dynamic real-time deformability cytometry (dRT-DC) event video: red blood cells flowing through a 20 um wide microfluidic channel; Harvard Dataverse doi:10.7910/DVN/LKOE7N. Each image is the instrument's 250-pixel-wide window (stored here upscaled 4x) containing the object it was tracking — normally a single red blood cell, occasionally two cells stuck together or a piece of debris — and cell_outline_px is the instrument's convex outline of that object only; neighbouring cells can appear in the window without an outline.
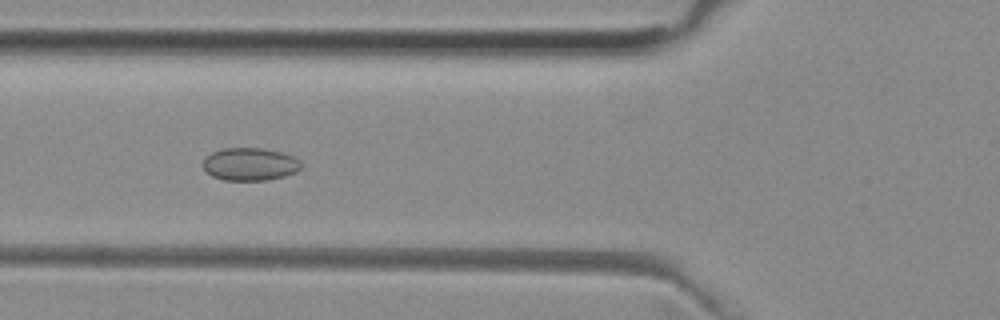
{"species": "common noctule bat (a hibernating species)", "species_latin": "Nyctalus noctula", "temperature_condition": "room temperature", "stored_images_in_passage": 51, "camera_frame_rate_fps": 3000, "um_per_image_px": 0.085, "animal": {"sex": "female", "body_mass_g": 29.2, "forearm_length_mm": 56.3}, "frame": {"image": 1, "passage_image": 18, "time_ms": 5.667, "image_size_px": [1000, 320], "cell_outline_px": [[300, 168], [296, 172], [284, 176], [264, 180], [224, 180], [212, 176], [204, 168], [204, 160], [212, 152], [224, 148], [264, 148], [280, 152], [292, 156], [300, 160]], "centroid_in_image_um": [21.26, 13.95], "position_along_channel_um": 104.5, "area_um2": 18.5}}
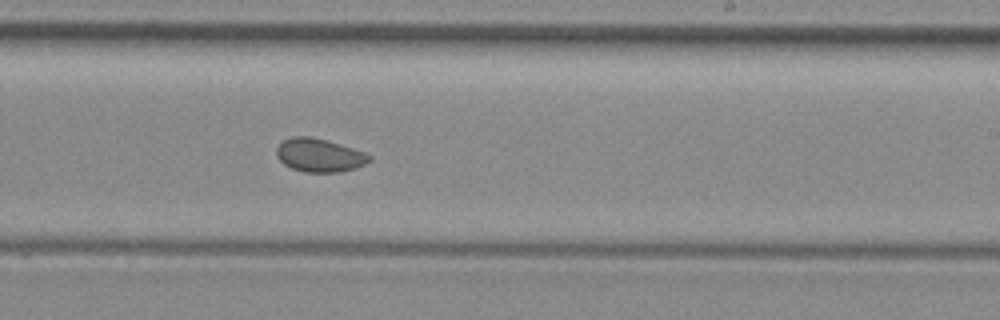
{"frame": {"image": 2, "passage_image": 30, "time_ms": 9.667, "image_size_px": [1000, 320], "cell_outline_px": [[372, 160], [356, 168], [340, 172], [304, 172], [292, 168], [284, 164], [276, 156], [276, 148], [284, 140], [292, 136], [312, 136], [340, 144], [364, 152], [372, 156]], "centroid_in_image_um": [27.15, 13.19], "position_along_channel_um": 261.9, "area_um2": 18.09}}
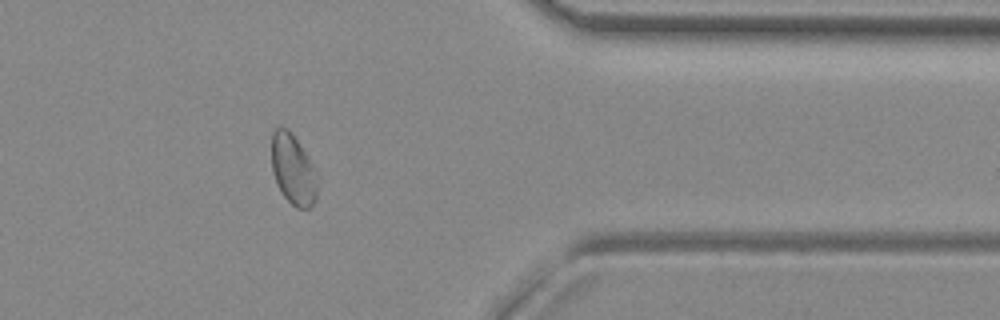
{"frame": {"image": 3, "passage_image": 41, "time_ms": 13.333, "image_size_px": [1000, 320], "cell_outline_px": [[316, 200], [308, 208], [296, 208], [284, 196], [276, 184], [272, 172], [272, 132], [280, 124], [288, 128], [292, 132], [312, 164], [316, 184]], "centroid_in_image_um": [24.87, 14.37], "position_along_channel_um": 386.5, "area_um2": 18.61}, "authors_computed_cell_mechanics": {"area_um2": 19.5942, "velocity_mm_per_s": 3.934, "shape_relaxation_time_tau1_ms": null, "shape_relaxation_time_tau2_ms": 2.7001, "deformation_change_tau1": null, "deformation_change_tau2": 0.0563}}